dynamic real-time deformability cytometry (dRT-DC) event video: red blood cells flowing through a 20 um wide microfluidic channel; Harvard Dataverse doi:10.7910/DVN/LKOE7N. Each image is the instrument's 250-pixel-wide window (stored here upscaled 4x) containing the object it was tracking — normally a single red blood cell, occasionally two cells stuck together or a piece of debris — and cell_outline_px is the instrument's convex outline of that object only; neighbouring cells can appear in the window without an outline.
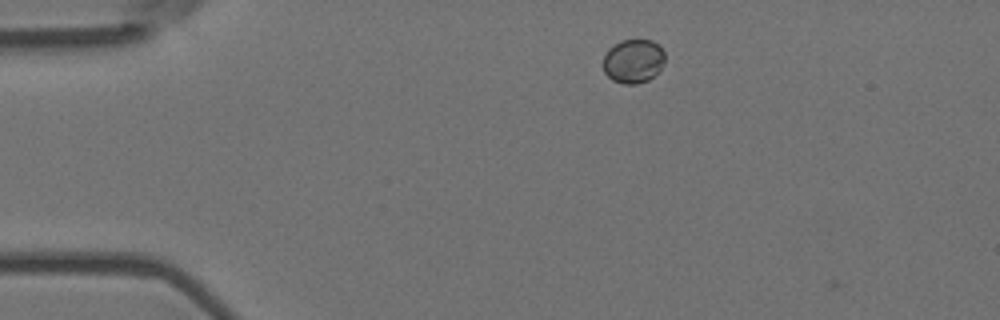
{"species": "Egyptian fruit bat (a non-hibernating species)", "species_latin": "Rousettus aegyptiacus", "temperature_condition": "room temperature", "stored_images_in_passage": 3, "camera_frame_rate_fps": 3000, "um_per_image_px": 0.085, "animal": {"sex": "female"}, "frame": {"image": 1, "passage_image": 2, "time_ms": 0.333, "image_size_px": [1000, 320], "cell_outline_px": [[664, 64], [648, 80], [636, 84], [624, 84], [612, 80], [604, 72], [604, 56], [608, 48], [620, 40], [652, 40], [664, 52]], "centroid_in_image_um": [53.81, 5.19], "position_along_channel_um": 31.2, "area_um2": 15.66}}